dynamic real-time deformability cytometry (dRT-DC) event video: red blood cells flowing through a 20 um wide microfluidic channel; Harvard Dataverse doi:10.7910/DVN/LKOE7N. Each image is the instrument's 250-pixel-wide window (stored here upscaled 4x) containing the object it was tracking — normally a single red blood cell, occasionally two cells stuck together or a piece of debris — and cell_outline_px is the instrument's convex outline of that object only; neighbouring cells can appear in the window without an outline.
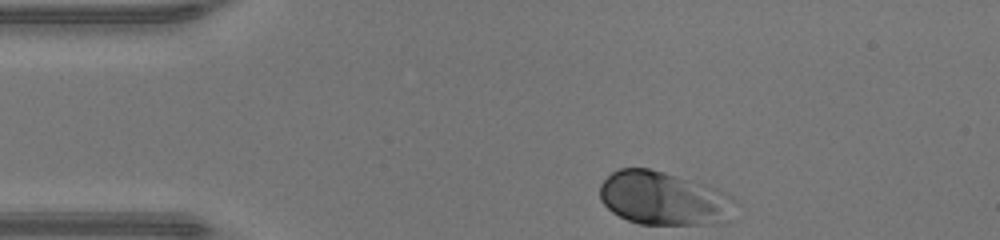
{"species": "human", "species_latin": "Homo sapiens", "temperature_condition": "warm", "stored_images_in_passage": 32, "camera_frame_rate_fps": 3000, "um_per_image_px": 0.085, "donor": {"sex": "male"}, "frame": {"image": 1, "passage_image": 1, "time_ms": 0.0, "image_size_px": [1000, 240], "cell_outline_px": [[740, 204], [704, 224], [640, 224], [628, 220], [612, 212], [600, 200], [600, 184], [612, 172], [620, 168], [648, 168], [664, 172], [708, 184], [728, 192]], "centroid_in_image_um": [56.33, 16.81], "position_along_channel_um": 28.7, "area_um2": 41.5}}
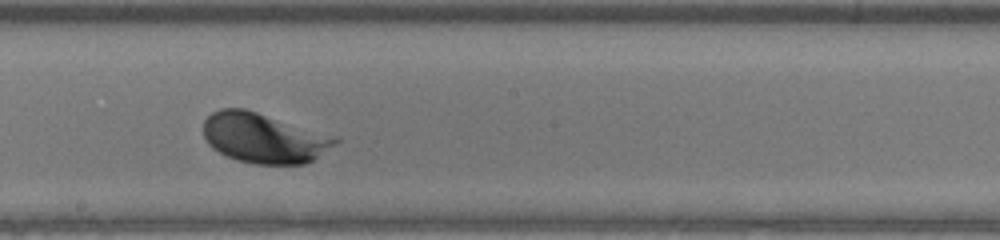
{"frame": {"image": 2, "passage_image": 19, "time_ms": 6.0, "image_size_px": [1000, 240], "cell_outline_px": [[340, 140], [312, 160], [304, 164], [256, 164], [236, 160], [212, 148], [208, 144], [204, 136], [204, 120], [212, 112], [220, 108], [244, 108], [340, 136]], "centroid_in_image_um": [22.45, 11.71], "position_along_channel_um": 225.8, "area_um2": 38.55}}
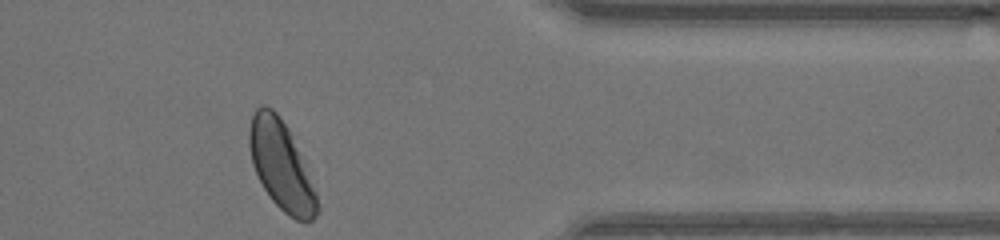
{"frame": {"image": 3, "passage_image": 32, "time_ms": 10.333, "image_size_px": [1000, 240], "cell_outline_px": [[320, 212], [312, 220], [304, 224], [288, 216], [272, 200], [264, 188], [252, 164], [248, 144], [248, 132], [252, 116], [256, 108], [260, 104], [264, 104], [272, 108], [276, 112], [288, 128], [316, 192], [320, 208]], "centroid_in_image_um": [23.9, 14.1], "position_along_channel_um": 387.5, "area_um2": 34.97}, "authors_computed_cell_mechanics": {"area_um2": 38.3792, "velocity_mm_per_s": 4.2204, "shape_relaxation_time_tau1_ms": 1.0757, "shape_relaxation_time_tau2_ms": null, "deformation_change_tau1": 0.1045, "deformation_change_tau2": null}}